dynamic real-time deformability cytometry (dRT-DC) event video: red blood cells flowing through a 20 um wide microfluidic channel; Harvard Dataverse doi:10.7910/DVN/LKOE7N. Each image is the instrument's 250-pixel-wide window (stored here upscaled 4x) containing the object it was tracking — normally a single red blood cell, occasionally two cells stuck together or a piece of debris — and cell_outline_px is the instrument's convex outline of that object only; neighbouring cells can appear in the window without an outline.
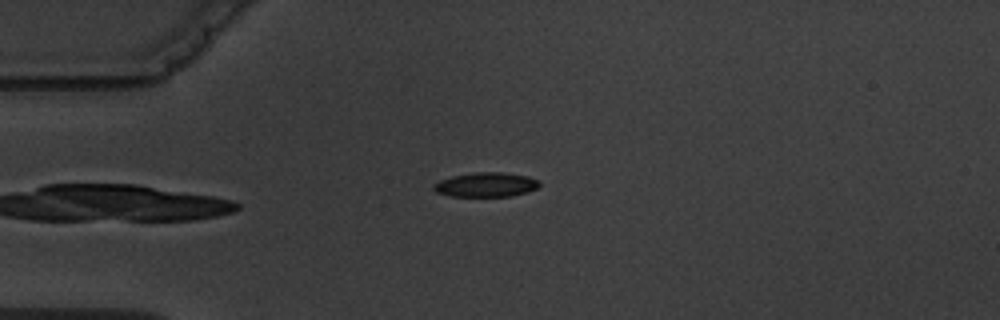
{"species": "common noctule bat (a hibernating species)", "species_latin": "Nyctalus noctula", "temperature_condition": "warm", "stored_images_in_passage": 5, "camera_frame_rate_fps": 3000, "um_per_image_px": 0.085, "animal": {"sex": "male", "body_mass_g": 19.5, "forearm_length_mm": 54.6}, "frame": {"image": 1, "passage_image": 5, "time_ms": 4.333, "image_size_px": [1000, 320], "cell_outline_px": [[540, 184], [536, 188], [528, 192], [512, 196], [452, 196], [436, 192], [432, 188], [432, 184], [440, 180], [452, 176], [472, 172], [500, 172], [528, 176], [540, 180]], "centroid_in_image_um": [41.31, 15.69], "position_along_channel_um": 43.7, "area_um2": 15.14}}